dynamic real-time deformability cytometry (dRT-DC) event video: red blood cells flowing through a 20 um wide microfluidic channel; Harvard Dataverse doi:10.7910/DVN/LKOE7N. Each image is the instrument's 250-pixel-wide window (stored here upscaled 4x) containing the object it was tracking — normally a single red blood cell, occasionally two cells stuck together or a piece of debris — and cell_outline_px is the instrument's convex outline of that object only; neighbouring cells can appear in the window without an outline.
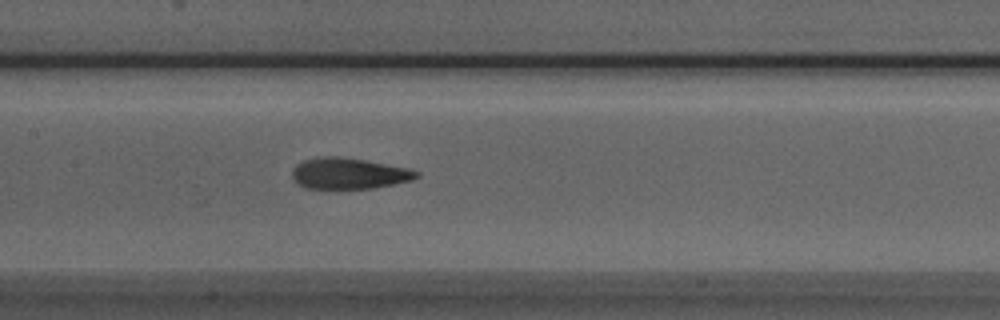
{"species": "Egyptian fruit bat (a non-hibernating species)", "species_latin": "Rousettus aegyptiacus", "temperature_condition": "room temperature", "stored_images_in_passage": 39, "camera_frame_rate_fps": 3000, "um_per_image_px": 0.085, "animal": {"sex": "male"}, "frame": {"image": 1, "passage_image": 14, "time_ms": 4.333, "image_size_px": [1000, 320], "cell_outline_px": [[420, 176], [412, 180], [376, 188], [308, 188], [300, 184], [292, 176], [292, 168], [296, 164], [304, 160], [320, 156], [340, 156], [364, 160], [408, 168], [420, 172]], "centroid_in_image_um": [29.67, 14.73], "position_along_channel_um": 177.7, "area_um2": 22.43}}
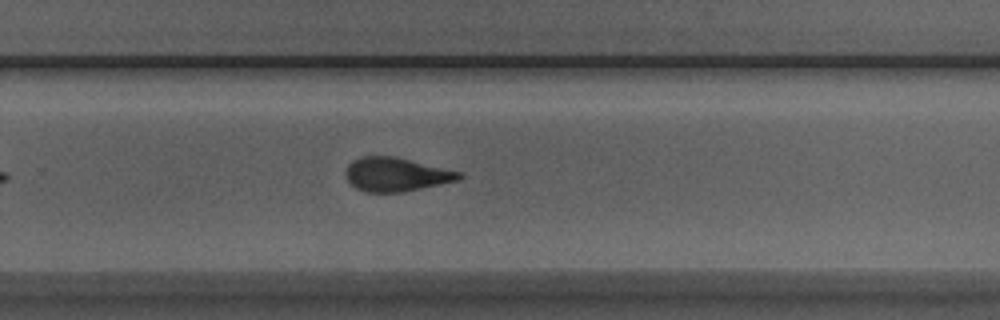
{"frame": {"image": 2, "passage_image": 23, "time_ms": 7.333, "image_size_px": [1000, 320], "cell_outline_px": [[464, 176], [456, 180], [440, 184], [400, 192], [364, 192], [356, 188], [348, 180], [344, 172], [348, 164], [352, 160], [364, 156], [396, 156], [460, 172]], "centroid_in_image_um": [33.62, 14.82], "position_along_channel_um": 296.2, "area_um2": 22.14}}
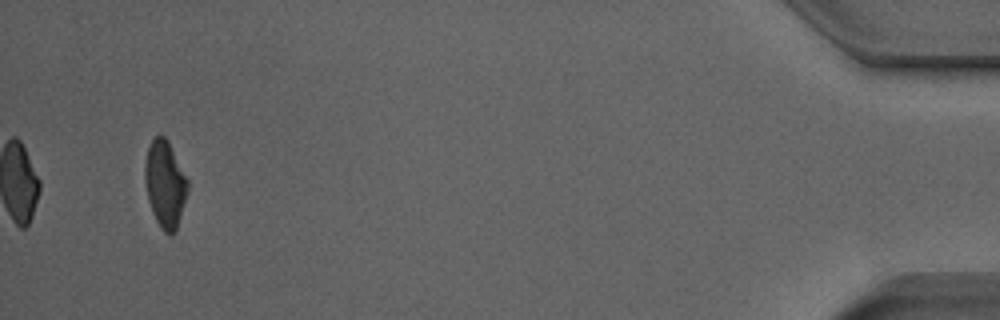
{"frame": {"image": 3, "passage_image": 39, "time_ms": 12.667, "image_size_px": [1000, 320], "cell_outline_px": [[188, 188], [176, 232], [172, 236], [168, 236], [160, 228], [152, 212], [148, 200], [144, 180], [144, 164], [148, 148], [152, 140], [160, 132], [168, 140], [188, 180]], "centroid_in_image_um": [14.01, 15.66], "position_along_channel_um": 421.2, "area_um2": 21.85}, "authors_computed_cell_mechanics": {"area_um2": 22.4842, "velocity_mm_per_s": 3.9654, "shape_relaxation_time_tau1_ms": 9.6421, "shape_relaxation_time_tau2_ms": 2.3275, "deformation_change_tau1": 0.2377, "deformation_change_tau2": 0.1126}}